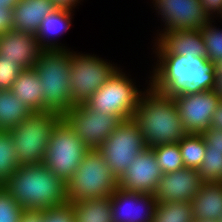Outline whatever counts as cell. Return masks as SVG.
<instances>
[{"instance_id": "44dd1931", "label": "cell", "mask_w": 222, "mask_h": 222, "mask_svg": "<svg viewBox=\"0 0 222 222\" xmlns=\"http://www.w3.org/2000/svg\"><path fill=\"white\" fill-rule=\"evenodd\" d=\"M194 221H220L222 217V182H203L190 201Z\"/></svg>"}, {"instance_id": "2e32d148", "label": "cell", "mask_w": 222, "mask_h": 222, "mask_svg": "<svg viewBox=\"0 0 222 222\" xmlns=\"http://www.w3.org/2000/svg\"><path fill=\"white\" fill-rule=\"evenodd\" d=\"M202 183L196 169L184 167L163 174L154 197L157 203L188 202L198 193Z\"/></svg>"}, {"instance_id": "484cf974", "label": "cell", "mask_w": 222, "mask_h": 222, "mask_svg": "<svg viewBox=\"0 0 222 222\" xmlns=\"http://www.w3.org/2000/svg\"><path fill=\"white\" fill-rule=\"evenodd\" d=\"M152 222H194L191 202L157 203Z\"/></svg>"}, {"instance_id": "3957f363", "label": "cell", "mask_w": 222, "mask_h": 222, "mask_svg": "<svg viewBox=\"0 0 222 222\" xmlns=\"http://www.w3.org/2000/svg\"><path fill=\"white\" fill-rule=\"evenodd\" d=\"M133 119L147 148L178 143L187 134L174 98L155 91L150 85L142 93Z\"/></svg>"}, {"instance_id": "603a6c76", "label": "cell", "mask_w": 222, "mask_h": 222, "mask_svg": "<svg viewBox=\"0 0 222 222\" xmlns=\"http://www.w3.org/2000/svg\"><path fill=\"white\" fill-rule=\"evenodd\" d=\"M33 113L10 90H0V131H9Z\"/></svg>"}, {"instance_id": "1f68e13d", "label": "cell", "mask_w": 222, "mask_h": 222, "mask_svg": "<svg viewBox=\"0 0 222 222\" xmlns=\"http://www.w3.org/2000/svg\"><path fill=\"white\" fill-rule=\"evenodd\" d=\"M22 70L15 62L3 60L0 56V90H10Z\"/></svg>"}, {"instance_id": "74e56055", "label": "cell", "mask_w": 222, "mask_h": 222, "mask_svg": "<svg viewBox=\"0 0 222 222\" xmlns=\"http://www.w3.org/2000/svg\"><path fill=\"white\" fill-rule=\"evenodd\" d=\"M56 9H64L75 12L78 6L82 5L81 3L84 0H50ZM80 4V5H79Z\"/></svg>"}, {"instance_id": "5bb4252c", "label": "cell", "mask_w": 222, "mask_h": 222, "mask_svg": "<svg viewBox=\"0 0 222 222\" xmlns=\"http://www.w3.org/2000/svg\"><path fill=\"white\" fill-rule=\"evenodd\" d=\"M162 175L153 149L146 148L118 179V187L131 192L154 194Z\"/></svg>"}, {"instance_id": "ac0fdd59", "label": "cell", "mask_w": 222, "mask_h": 222, "mask_svg": "<svg viewBox=\"0 0 222 222\" xmlns=\"http://www.w3.org/2000/svg\"><path fill=\"white\" fill-rule=\"evenodd\" d=\"M43 49L32 33L16 30L0 35V56L15 62L22 69L33 68Z\"/></svg>"}, {"instance_id": "30bf717a", "label": "cell", "mask_w": 222, "mask_h": 222, "mask_svg": "<svg viewBox=\"0 0 222 222\" xmlns=\"http://www.w3.org/2000/svg\"><path fill=\"white\" fill-rule=\"evenodd\" d=\"M147 148L137 122L122 120L98 148L112 173L119 179L138 154Z\"/></svg>"}, {"instance_id": "d6a6232c", "label": "cell", "mask_w": 222, "mask_h": 222, "mask_svg": "<svg viewBox=\"0 0 222 222\" xmlns=\"http://www.w3.org/2000/svg\"><path fill=\"white\" fill-rule=\"evenodd\" d=\"M42 222H75L72 205L66 203L43 210Z\"/></svg>"}, {"instance_id": "5b68a950", "label": "cell", "mask_w": 222, "mask_h": 222, "mask_svg": "<svg viewBox=\"0 0 222 222\" xmlns=\"http://www.w3.org/2000/svg\"><path fill=\"white\" fill-rule=\"evenodd\" d=\"M146 78L145 86L146 84L147 86L140 89L142 85L138 86L135 77L132 78L130 72L124 71L121 66L85 104L102 114L116 115L121 120L131 119L142 93L149 86V74L148 77L146 75Z\"/></svg>"}, {"instance_id": "9a60e30c", "label": "cell", "mask_w": 222, "mask_h": 222, "mask_svg": "<svg viewBox=\"0 0 222 222\" xmlns=\"http://www.w3.org/2000/svg\"><path fill=\"white\" fill-rule=\"evenodd\" d=\"M113 222H152L156 209L154 194L131 192L117 187L110 195Z\"/></svg>"}, {"instance_id": "ffe728a7", "label": "cell", "mask_w": 222, "mask_h": 222, "mask_svg": "<svg viewBox=\"0 0 222 222\" xmlns=\"http://www.w3.org/2000/svg\"><path fill=\"white\" fill-rule=\"evenodd\" d=\"M50 0H20L13 11V30L36 34L42 20L55 10Z\"/></svg>"}, {"instance_id": "4316f807", "label": "cell", "mask_w": 222, "mask_h": 222, "mask_svg": "<svg viewBox=\"0 0 222 222\" xmlns=\"http://www.w3.org/2000/svg\"><path fill=\"white\" fill-rule=\"evenodd\" d=\"M19 166L12 136L9 131H0V185H3Z\"/></svg>"}, {"instance_id": "f546056e", "label": "cell", "mask_w": 222, "mask_h": 222, "mask_svg": "<svg viewBox=\"0 0 222 222\" xmlns=\"http://www.w3.org/2000/svg\"><path fill=\"white\" fill-rule=\"evenodd\" d=\"M197 171L203 182H222V152L206 151Z\"/></svg>"}, {"instance_id": "7402d4cb", "label": "cell", "mask_w": 222, "mask_h": 222, "mask_svg": "<svg viewBox=\"0 0 222 222\" xmlns=\"http://www.w3.org/2000/svg\"><path fill=\"white\" fill-rule=\"evenodd\" d=\"M38 74L33 68L23 69L10 91L33 112H43L42 89Z\"/></svg>"}, {"instance_id": "b9f144b4", "label": "cell", "mask_w": 222, "mask_h": 222, "mask_svg": "<svg viewBox=\"0 0 222 222\" xmlns=\"http://www.w3.org/2000/svg\"><path fill=\"white\" fill-rule=\"evenodd\" d=\"M194 222H218V221H209V220H207V221H194Z\"/></svg>"}, {"instance_id": "e0dca14e", "label": "cell", "mask_w": 222, "mask_h": 222, "mask_svg": "<svg viewBox=\"0 0 222 222\" xmlns=\"http://www.w3.org/2000/svg\"><path fill=\"white\" fill-rule=\"evenodd\" d=\"M153 54H174L185 57H207L206 46L200 30L164 31L152 40Z\"/></svg>"}, {"instance_id": "7c38bea8", "label": "cell", "mask_w": 222, "mask_h": 222, "mask_svg": "<svg viewBox=\"0 0 222 222\" xmlns=\"http://www.w3.org/2000/svg\"><path fill=\"white\" fill-rule=\"evenodd\" d=\"M161 25L155 31V40L164 31L200 30L210 20L199 0H150ZM155 10V11H154ZM163 26V27H162Z\"/></svg>"}, {"instance_id": "ba28073f", "label": "cell", "mask_w": 222, "mask_h": 222, "mask_svg": "<svg viewBox=\"0 0 222 222\" xmlns=\"http://www.w3.org/2000/svg\"><path fill=\"white\" fill-rule=\"evenodd\" d=\"M69 76L71 99L74 104L85 103L113 73L121 67L97 54L71 50Z\"/></svg>"}, {"instance_id": "83f0119b", "label": "cell", "mask_w": 222, "mask_h": 222, "mask_svg": "<svg viewBox=\"0 0 222 222\" xmlns=\"http://www.w3.org/2000/svg\"><path fill=\"white\" fill-rule=\"evenodd\" d=\"M152 149L155 153L157 164L163 174L185 167L178 143L163 144Z\"/></svg>"}, {"instance_id": "6da1fadb", "label": "cell", "mask_w": 222, "mask_h": 222, "mask_svg": "<svg viewBox=\"0 0 222 222\" xmlns=\"http://www.w3.org/2000/svg\"><path fill=\"white\" fill-rule=\"evenodd\" d=\"M149 85L166 96L213 90L214 63L207 57L154 54ZM155 64V65H154Z\"/></svg>"}, {"instance_id": "cb8c5ba5", "label": "cell", "mask_w": 222, "mask_h": 222, "mask_svg": "<svg viewBox=\"0 0 222 222\" xmlns=\"http://www.w3.org/2000/svg\"><path fill=\"white\" fill-rule=\"evenodd\" d=\"M70 204L75 222H113L110 196Z\"/></svg>"}, {"instance_id": "7a4b0ae2", "label": "cell", "mask_w": 222, "mask_h": 222, "mask_svg": "<svg viewBox=\"0 0 222 222\" xmlns=\"http://www.w3.org/2000/svg\"><path fill=\"white\" fill-rule=\"evenodd\" d=\"M2 186L23 209L46 210L68 203L66 183L43 163L19 166Z\"/></svg>"}, {"instance_id": "d6986e66", "label": "cell", "mask_w": 222, "mask_h": 222, "mask_svg": "<svg viewBox=\"0 0 222 222\" xmlns=\"http://www.w3.org/2000/svg\"><path fill=\"white\" fill-rule=\"evenodd\" d=\"M74 15L73 11L55 9L45 16L35 34L42 49H69L60 41V38L72 28Z\"/></svg>"}, {"instance_id": "836d02e7", "label": "cell", "mask_w": 222, "mask_h": 222, "mask_svg": "<svg viewBox=\"0 0 222 222\" xmlns=\"http://www.w3.org/2000/svg\"><path fill=\"white\" fill-rule=\"evenodd\" d=\"M202 135L206 141V151L222 152V130L208 128Z\"/></svg>"}, {"instance_id": "4dcf8cb0", "label": "cell", "mask_w": 222, "mask_h": 222, "mask_svg": "<svg viewBox=\"0 0 222 222\" xmlns=\"http://www.w3.org/2000/svg\"><path fill=\"white\" fill-rule=\"evenodd\" d=\"M24 209L0 185V222H19Z\"/></svg>"}, {"instance_id": "ab89813d", "label": "cell", "mask_w": 222, "mask_h": 222, "mask_svg": "<svg viewBox=\"0 0 222 222\" xmlns=\"http://www.w3.org/2000/svg\"><path fill=\"white\" fill-rule=\"evenodd\" d=\"M222 130V100L212 113L210 127Z\"/></svg>"}, {"instance_id": "8992f818", "label": "cell", "mask_w": 222, "mask_h": 222, "mask_svg": "<svg viewBox=\"0 0 222 222\" xmlns=\"http://www.w3.org/2000/svg\"><path fill=\"white\" fill-rule=\"evenodd\" d=\"M66 185L68 203H71L109 197L118 187V179L102 154L89 150Z\"/></svg>"}, {"instance_id": "d4e9b609", "label": "cell", "mask_w": 222, "mask_h": 222, "mask_svg": "<svg viewBox=\"0 0 222 222\" xmlns=\"http://www.w3.org/2000/svg\"><path fill=\"white\" fill-rule=\"evenodd\" d=\"M183 164L198 169L206 152V141L202 134H186L179 142Z\"/></svg>"}, {"instance_id": "4fadbf2b", "label": "cell", "mask_w": 222, "mask_h": 222, "mask_svg": "<svg viewBox=\"0 0 222 222\" xmlns=\"http://www.w3.org/2000/svg\"><path fill=\"white\" fill-rule=\"evenodd\" d=\"M173 98L187 134H203L210 127L212 113L221 102L214 90L176 94Z\"/></svg>"}, {"instance_id": "52a82bcc", "label": "cell", "mask_w": 222, "mask_h": 222, "mask_svg": "<svg viewBox=\"0 0 222 222\" xmlns=\"http://www.w3.org/2000/svg\"><path fill=\"white\" fill-rule=\"evenodd\" d=\"M61 119L59 113L33 112L9 130L20 166L43 163L50 136Z\"/></svg>"}, {"instance_id": "d590c367", "label": "cell", "mask_w": 222, "mask_h": 222, "mask_svg": "<svg viewBox=\"0 0 222 222\" xmlns=\"http://www.w3.org/2000/svg\"><path fill=\"white\" fill-rule=\"evenodd\" d=\"M13 30V11L0 7V35Z\"/></svg>"}, {"instance_id": "e575fe53", "label": "cell", "mask_w": 222, "mask_h": 222, "mask_svg": "<svg viewBox=\"0 0 222 222\" xmlns=\"http://www.w3.org/2000/svg\"><path fill=\"white\" fill-rule=\"evenodd\" d=\"M202 9L210 19H222V0H199Z\"/></svg>"}, {"instance_id": "8d00e7d4", "label": "cell", "mask_w": 222, "mask_h": 222, "mask_svg": "<svg viewBox=\"0 0 222 222\" xmlns=\"http://www.w3.org/2000/svg\"><path fill=\"white\" fill-rule=\"evenodd\" d=\"M43 210L24 209L19 222H42Z\"/></svg>"}, {"instance_id": "f1b7e54d", "label": "cell", "mask_w": 222, "mask_h": 222, "mask_svg": "<svg viewBox=\"0 0 222 222\" xmlns=\"http://www.w3.org/2000/svg\"><path fill=\"white\" fill-rule=\"evenodd\" d=\"M216 19H210L200 29L206 46L207 58L211 62H222V29Z\"/></svg>"}, {"instance_id": "60d3db41", "label": "cell", "mask_w": 222, "mask_h": 222, "mask_svg": "<svg viewBox=\"0 0 222 222\" xmlns=\"http://www.w3.org/2000/svg\"><path fill=\"white\" fill-rule=\"evenodd\" d=\"M19 1L20 0H0V7L13 10Z\"/></svg>"}, {"instance_id": "277c9868", "label": "cell", "mask_w": 222, "mask_h": 222, "mask_svg": "<svg viewBox=\"0 0 222 222\" xmlns=\"http://www.w3.org/2000/svg\"><path fill=\"white\" fill-rule=\"evenodd\" d=\"M71 50L43 49L34 66L40 80L43 96V112L51 111L62 116L75 104L71 99L70 72Z\"/></svg>"}, {"instance_id": "9c48e42d", "label": "cell", "mask_w": 222, "mask_h": 222, "mask_svg": "<svg viewBox=\"0 0 222 222\" xmlns=\"http://www.w3.org/2000/svg\"><path fill=\"white\" fill-rule=\"evenodd\" d=\"M88 151V147L62 118L50 136L43 164L67 183Z\"/></svg>"}, {"instance_id": "8fae6325", "label": "cell", "mask_w": 222, "mask_h": 222, "mask_svg": "<svg viewBox=\"0 0 222 222\" xmlns=\"http://www.w3.org/2000/svg\"><path fill=\"white\" fill-rule=\"evenodd\" d=\"M62 118L89 150H98L122 121L116 115L93 110L85 103L75 104Z\"/></svg>"}, {"instance_id": "f35d334b", "label": "cell", "mask_w": 222, "mask_h": 222, "mask_svg": "<svg viewBox=\"0 0 222 222\" xmlns=\"http://www.w3.org/2000/svg\"><path fill=\"white\" fill-rule=\"evenodd\" d=\"M215 85L213 90L222 100V62H214Z\"/></svg>"}]
</instances>
